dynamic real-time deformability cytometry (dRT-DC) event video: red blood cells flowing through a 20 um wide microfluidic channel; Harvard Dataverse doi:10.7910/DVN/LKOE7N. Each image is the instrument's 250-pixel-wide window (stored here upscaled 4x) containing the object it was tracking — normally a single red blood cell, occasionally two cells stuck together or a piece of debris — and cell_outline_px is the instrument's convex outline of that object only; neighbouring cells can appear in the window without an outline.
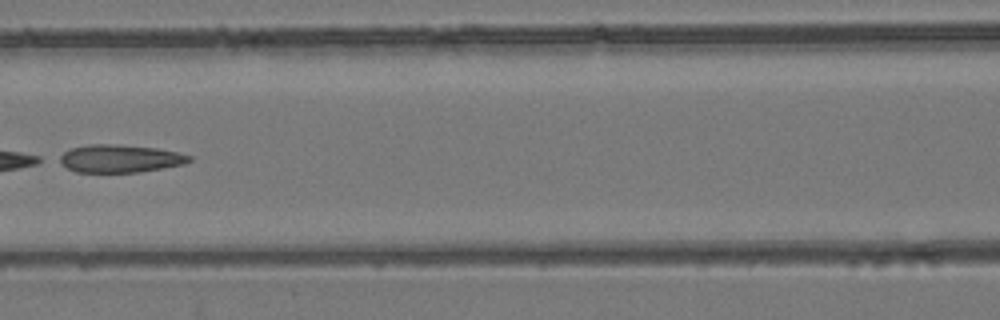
{"species": "common noctule bat (a hibernating species)", "species_latin": "Nyctalus noctula", "temperature_condition": "room temperature", "stored_images_in_passage": 5, "camera_frame_rate_fps": 3000, "um_per_image_px": 0.085, "animal": {"sex": "female", "body_mass_g": 24.6, "forearm_length_mm": 56.2}, "frame": {"image": 1, "passage_image": 5, "time_ms": 1.333, "image_size_px": [1000, 320], "cell_outline_px": [[192, 160], [184, 164], [140, 172], [76, 172], [52, 160], [56, 156], [72, 148], [88, 144], [112, 144], [156, 148], [176, 152], [192, 156]], "centroid_in_image_um": [10.11, 13.48], "position_along_channel_um": 156.5, "area_um2": 21.21}}